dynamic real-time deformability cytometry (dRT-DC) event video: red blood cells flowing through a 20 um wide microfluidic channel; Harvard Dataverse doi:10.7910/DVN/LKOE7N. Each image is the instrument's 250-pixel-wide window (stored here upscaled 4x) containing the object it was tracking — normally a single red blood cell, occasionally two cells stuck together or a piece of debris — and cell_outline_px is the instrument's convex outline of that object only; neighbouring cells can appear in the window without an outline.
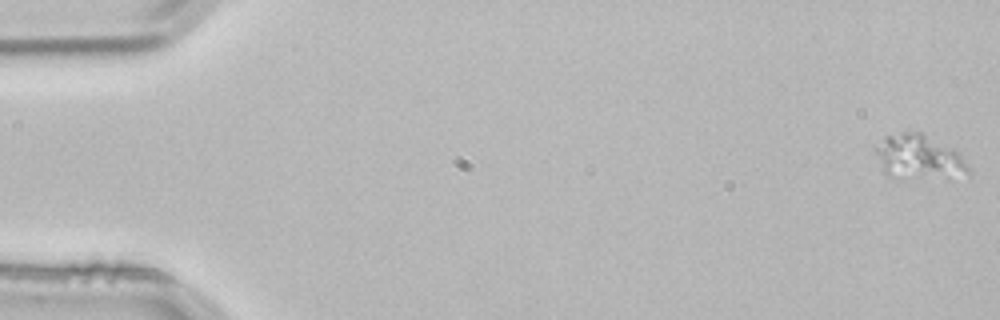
{"species": "common noctule bat (a hibernating species)", "species_latin": "Nyctalus noctula", "temperature_condition": "room temperature", "stored_images_in_passage": 3, "camera_frame_rate_fps": 3000, "um_per_image_px": 0.085, "animal": {"sex": "male", "body_mass_g": 21.5, "forearm_length_mm": 52.0}, "frame": {"image": 1, "passage_image": 1, "time_ms": 0.0, "image_size_px": [1000, 320], "cell_outline_px": [[968, 176], [908, 180], [900, 180], [888, 176], [880, 168], [872, 148], [872, 144], [884, 136], [904, 132], [920, 132], [960, 152], [968, 164]], "centroid_in_image_um": [78.03, 13.39], "position_along_channel_um": 7.0, "area_um2": 25.14}}
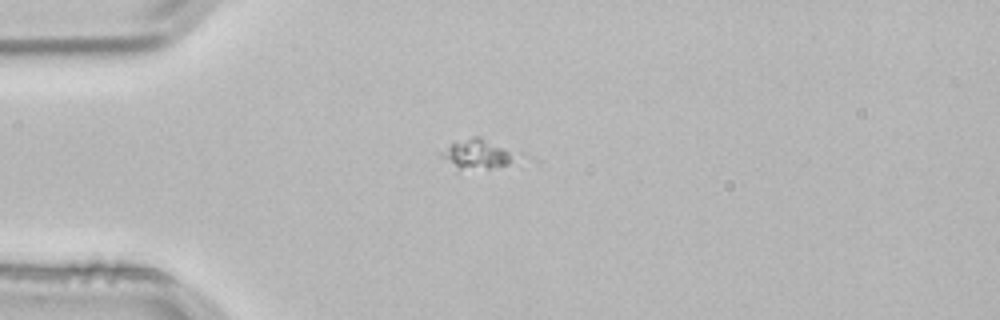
{"frame": {"image": 2, "passage_image": 3, "time_ms": 0.667, "image_size_px": [1000, 320], "cell_outline_px": [[508, 164], [488, 168], [460, 172], [456, 172], [440, 156], [440, 152], [452, 140], [472, 136], [480, 136], [504, 148], [508, 152]], "centroid_in_image_um": [40.27, 13.11], "position_along_channel_um": 44.7, "area_um2": 12.89}}